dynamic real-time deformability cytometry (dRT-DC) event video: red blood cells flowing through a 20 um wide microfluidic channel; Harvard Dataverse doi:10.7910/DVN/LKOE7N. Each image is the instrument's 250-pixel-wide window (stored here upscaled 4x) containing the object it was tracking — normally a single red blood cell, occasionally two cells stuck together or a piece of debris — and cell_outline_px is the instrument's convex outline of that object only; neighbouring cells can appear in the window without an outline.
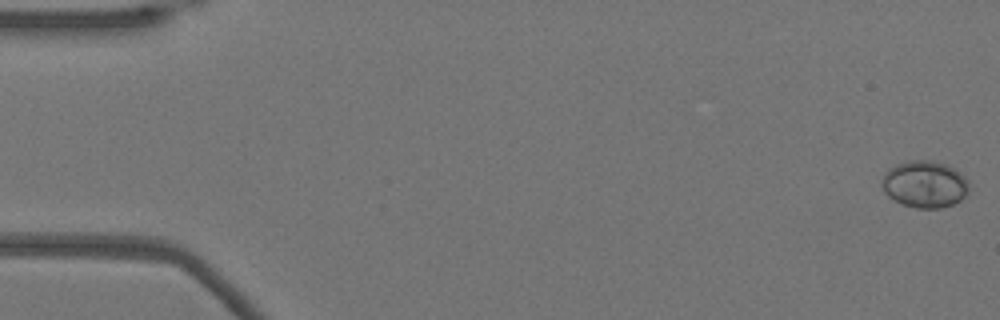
{"species": "Egyptian fruit bat (a non-hibernating species)", "species_latin": "Rousettus aegyptiacus", "temperature_condition": "warm", "stored_images_in_passage": 52, "camera_frame_rate_fps": 3000, "um_per_image_px": 0.085, "animal": {"sex": "female"}, "frame": {"image": 1, "passage_image": 1, "time_ms": 0.0, "image_size_px": [1000, 320], "cell_outline_px": [[968, 192], [960, 200], [952, 204], [940, 208], [916, 208], [904, 204], [888, 196], [884, 192], [880, 184], [884, 172], [888, 168], [896, 164], [908, 160], [932, 160], [948, 164], [960, 172], [968, 180]], "centroid_in_image_um": [78.58, 15.63], "position_along_channel_um": 6.4, "area_um2": 24.04}}
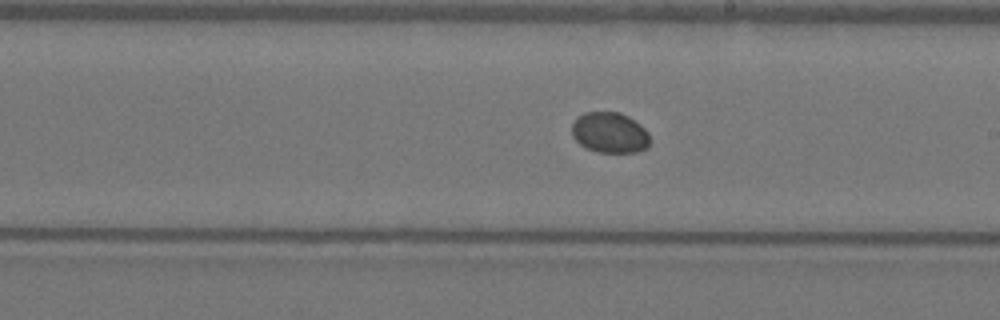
{"frame": {"image": 2, "passage_image": 30, "time_ms": 9.667, "image_size_px": [1000, 320], "cell_outline_px": [[648, 148], [636, 152], [600, 152], [584, 148], [572, 136], [572, 124], [584, 112], [620, 112], [628, 116], [640, 124], [648, 132]], "centroid_in_image_um": [51.82, 11.28], "position_along_channel_um": 237.2, "area_um2": 18.44}}
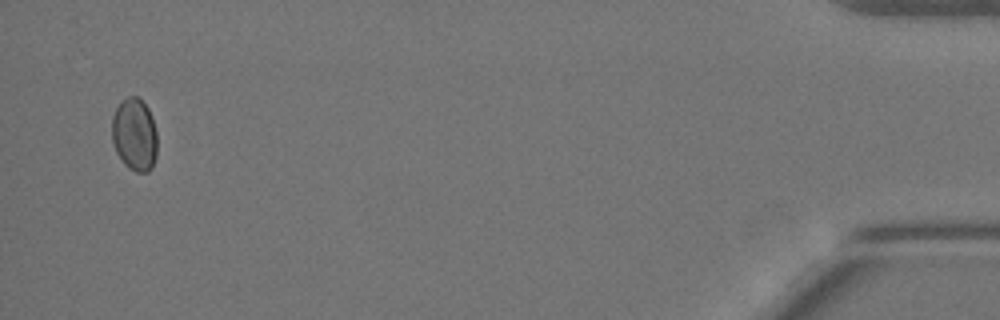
{"frame": {"image": 3, "passage_image": 51, "time_ms": 16.667, "image_size_px": [1000, 320], "cell_outline_px": [[156, 156], [152, 168], [148, 172], [136, 172], [128, 168], [124, 164], [116, 152], [112, 140], [112, 116], [116, 108], [128, 96], [136, 96], [148, 108], [152, 116], [156, 132]], "centroid_in_image_um": [11.43, 11.47], "position_along_channel_um": 423.8, "area_um2": 19.19}}